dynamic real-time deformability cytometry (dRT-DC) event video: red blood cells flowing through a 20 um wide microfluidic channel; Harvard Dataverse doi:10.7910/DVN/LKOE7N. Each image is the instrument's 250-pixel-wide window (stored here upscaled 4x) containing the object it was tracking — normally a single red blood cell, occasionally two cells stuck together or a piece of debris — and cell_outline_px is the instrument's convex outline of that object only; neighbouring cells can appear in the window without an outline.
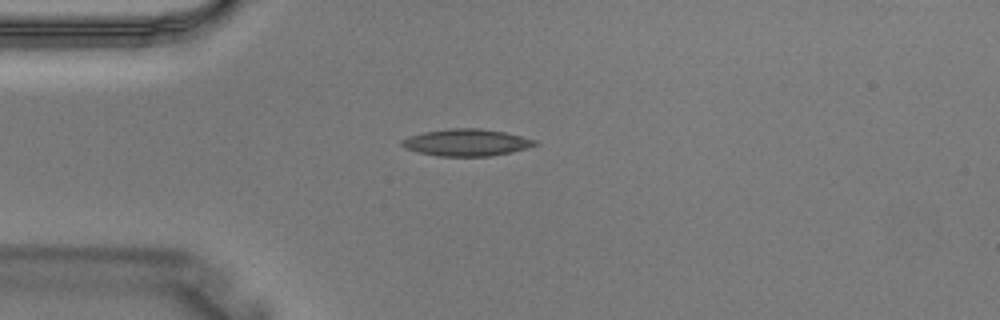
{"species": "Egyptian fruit bat (a non-hibernating species)", "species_latin": "Rousettus aegyptiacus", "temperature_condition": "warm", "stored_images_in_passage": 1, "camera_frame_rate_fps": 3000, "um_per_image_px": 0.085, "animal": {"sex": "male"}, "frame": {"image": 1, "passage_image": 1, "time_ms": 0.0, "image_size_px": [1000, 320], "cell_outline_px": [[540, 144], [512, 152], [492, 156], [440, 156], [420, 152], [404, 148], [400, 144], [400, 140], [408, 136], [424, 132], [452, 128], [480, 128], [504, 132], [536, 140]], "centroid_in_image_um": [39.65, 12.11], "position_along_channel_um": 45.4, "area_um2": 20.87}}